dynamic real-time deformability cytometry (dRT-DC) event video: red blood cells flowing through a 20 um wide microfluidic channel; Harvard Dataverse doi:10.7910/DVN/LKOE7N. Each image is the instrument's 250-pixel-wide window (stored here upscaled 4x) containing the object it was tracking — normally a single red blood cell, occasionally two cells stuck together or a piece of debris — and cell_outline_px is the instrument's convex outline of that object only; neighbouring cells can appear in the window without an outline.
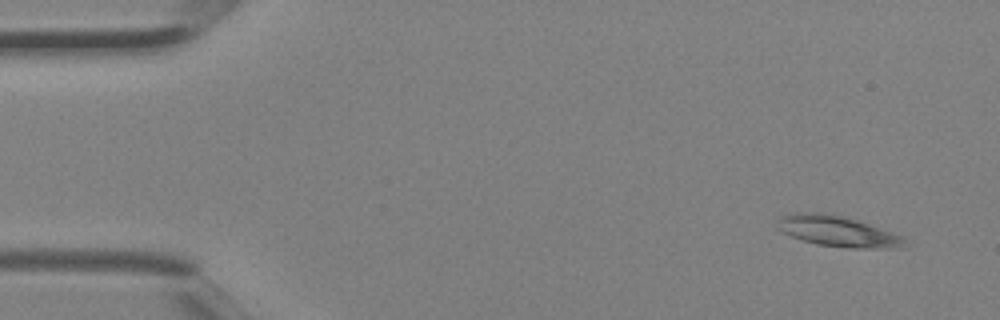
{"species": "Egyptian fruit bat (a non-hibernating species)", "species_latin": "Rousettus aegyptiacus", "temperature_condition": "room temperature", "stored_images_in_passage": 4, "camera_frame_rate_fps": 3000, "um_per_image_px": 0.085, "animal": {"sex": "female"}, "frame": {"image": 1, "passage_image": 1, "time_ms": 0.0, "image_size_px": [1000, 320], "cell_outline_px": [[908, 240], [896, 248], [852, 248], [816, 244], [792, 236], [776, 228], [780, 216], [792, 212], [832, 212], [904, 236]], "centroid_in_image_um": [71.17, 19.63], "position_along_channel_um": 13.8, "area_um2": 22.77}}
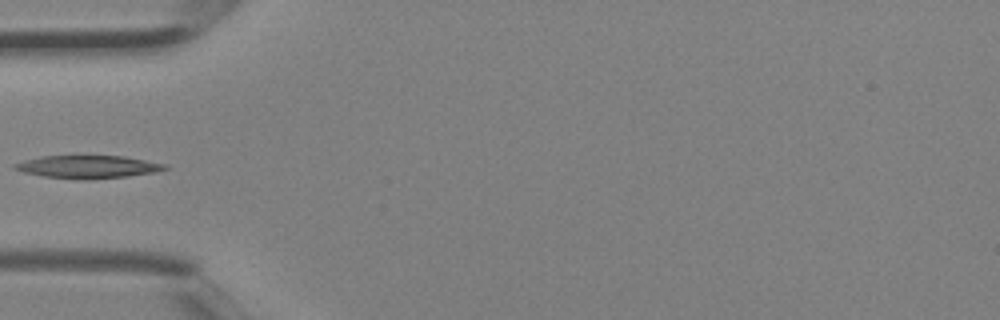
{"frame": {"image": 2, "passage_image": 4, "time_ms": 1.0, "image_size_px": [1000, 320], "cell_outline_px": [[168, 168], [156, 172], [128, 176], [84, 180], [44, 176], [24, 172], [12, 168], [12, 164], [24, 160], [40, 156], [124, 156], [168, 164]], "centroid_in_image_um": [7.48, 14.18], "position_along_channel_um": 77.5, "area_um2": 20.0}}